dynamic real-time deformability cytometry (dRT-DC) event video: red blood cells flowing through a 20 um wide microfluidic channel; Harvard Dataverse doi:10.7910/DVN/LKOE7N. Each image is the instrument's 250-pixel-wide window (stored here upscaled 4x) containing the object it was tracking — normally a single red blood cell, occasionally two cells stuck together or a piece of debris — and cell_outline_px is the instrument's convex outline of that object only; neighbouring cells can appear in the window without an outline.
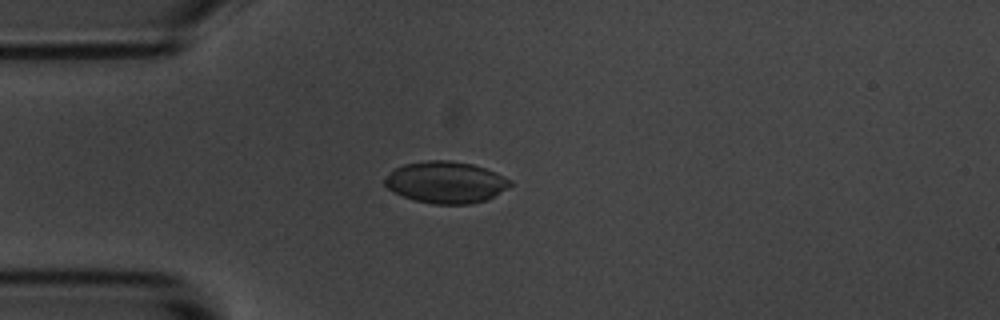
{"species": "common noctule bat (a hibernating species)", "species_latin": "Nyctalus noctula", "temperature_condition": "room temperature", "stored_images_in_passage": 4, "camera_frame_rate_fps": 3000, "um_per_image_px": 0.085, "animal": {"sex": "male", "body_mass_g": 20.1, "forearm_length_mm": 53.5}, "frame": {"image": 1, "passage_image": 4, "time_ms": 1.0, "image_size_px": [1000, 320], "cell_outline_px": [[512, 184], [488, 200], [472, 204], [432, 204], [416, 200], [404, 196], [388, 188], [384, 184], [384, 180], [396, 168], [404, 164], [428, 160], [448, 160], [472, 164], [496, 172], [512, 180]], "centroid_in_image_um": [37.93, 15.5], "position_along_channel_um": 47.1, "area_um2": 30.23}}